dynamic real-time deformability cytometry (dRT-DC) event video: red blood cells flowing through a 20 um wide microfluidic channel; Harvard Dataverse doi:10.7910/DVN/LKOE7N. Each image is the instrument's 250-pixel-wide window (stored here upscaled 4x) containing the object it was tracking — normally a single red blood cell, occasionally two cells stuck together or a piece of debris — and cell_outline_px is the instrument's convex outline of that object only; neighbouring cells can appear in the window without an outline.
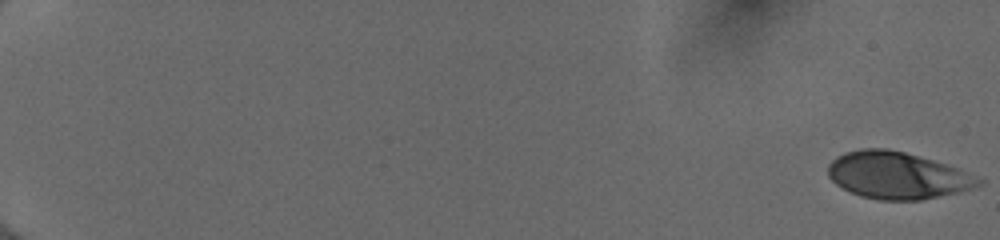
{"species": "human", "species_latin": "Homo sapiens", "temperature_condition": "cold", "stored_images_in_passage": 54, "camera_frame_rate_fps": 3000, "um_per_image_px": 0.085, "donor": {"sex": "female"}, "frame": {"image": 1, "passage_image": 1, "time_ms": 0.0, "image_size_px": [1000, 240], "cell_outline_px": [[984, 184], [976, 188], [960, 192], [920, 200], [880, 200], [860, 196], [836, 184], [828, 176], [828, 164], [836, 156], [844, 152], [860, 148], [888, 148], [904, 152], [932, 160], [956, 168], [984, 180]], "centroid_in_image_um": [76.26, 14.91], "position_along_channel_um": 8.7, "area_um2": 41.15}}
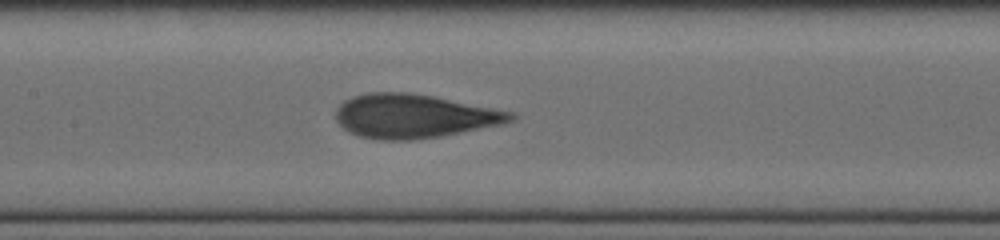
{"frame": {"image": 2, "passage_image": 30, "time_ms": 9.667, "image_size_px": [1000, 240], "cell_outline_px": [[516, 116], [512, 120], [500, 124], [440, 136], [412, 140], [376, 140], [360, 136], [348, 132], [336, 120], [336, 108], [344, 100], [368, 92], [412, 92], [516, 112]], "centroid_in_image_um": [35.16, 9.86], "position_along_channel_um": 172.2, "area_um2": 44.62}}
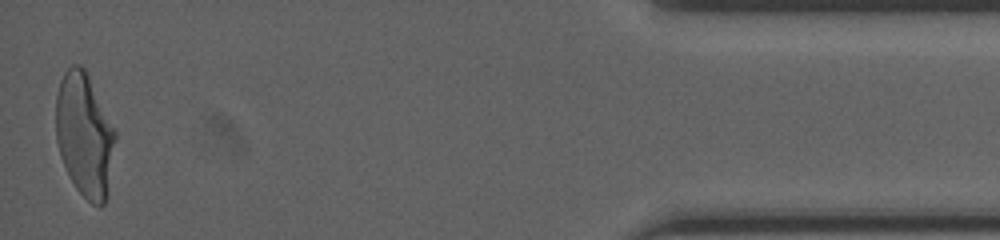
{"frame": {"image": 3, "passage_image": 54, "time_ms": 17.667, "image_size_px": [1000, 240], "cell_outline_px": [[116, 140], [104, 204], [100, 208], [92, 204], [76, 188], [68, 176], [60, 156], [56, 140], [56, 96], [60, 80], [64, 72], [72, 64], [80, 64], [84, 68], [116, 128]], "centroid_in_image_um": [7.18, 11.44], "position_along_channel_um": 428.0, "area_um2": 42.89}, "authors_computed_cell_mechanics": {"area_um2": 42.6275, "velocity_mm_per_s": 4.0006, "shape_relaxation_time_tau1_ms": 4.4111, "shape_relaxation_time_tau2_ms": 0.7077, "deformation_change_tau1": 0.1867, "deformation_change_tau2": 0.073}}